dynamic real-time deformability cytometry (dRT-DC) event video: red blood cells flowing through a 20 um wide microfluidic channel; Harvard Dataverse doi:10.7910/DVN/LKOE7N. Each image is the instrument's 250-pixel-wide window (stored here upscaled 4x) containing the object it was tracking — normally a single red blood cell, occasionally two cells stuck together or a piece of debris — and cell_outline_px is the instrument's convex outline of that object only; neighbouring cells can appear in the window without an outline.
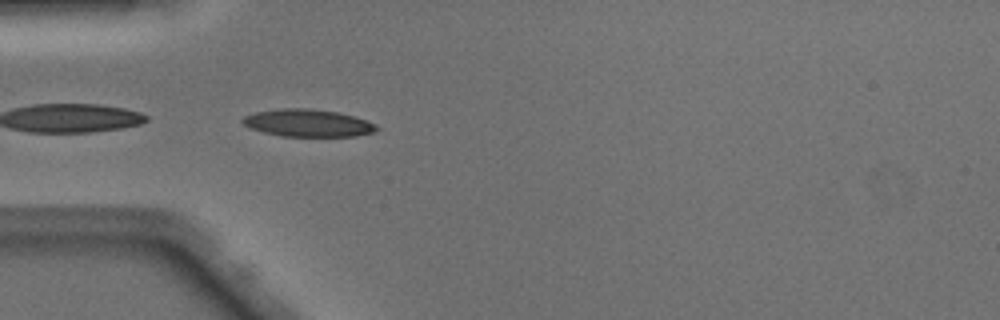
{"species": "Egyptian fruit bat (a non-hibernating species)", "species_latin": "Rousettus aegyptiacus", "temperature_condition": "warm", "stored_images_in_passage": 35, "camera_frame_rate_fps": 3000, "um_per_image_px": 0.085, "animal": {"sex": "male"}, "frame": {"image": 1, "passage_image": 1, "time_ms": 0.0, "image_size_px": [1000, 320], "cell_outline_px": [[380, 128], [372, 132], [356, 136], [280, 136], [264, 132], [252, 128], [244, 124], [240, 120], [244, 116], [256, 112], [280, 108], [308, 108], [336, 112], [352, 116], [376, 124]], "centroid_in_image_um": [26.15, 10.45], "position_along_channel_um": 58.9, "area_um2": 21.15}}
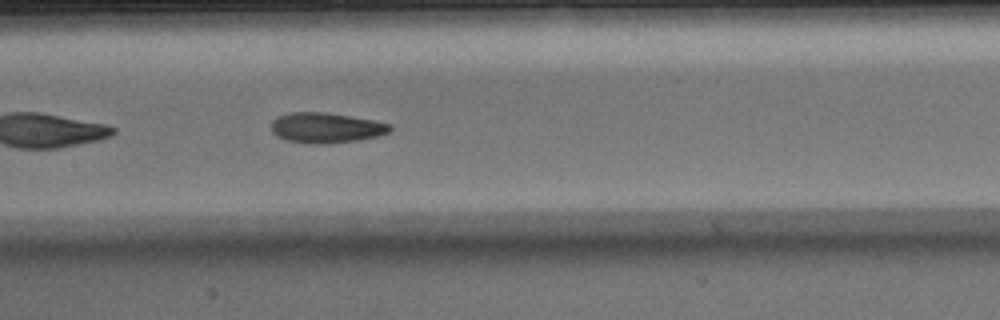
{"frame": {"image": 2, "passage_image": 10, "time_ms": 3.0, "image_size_px": [1000, 320], "cell_outline_px": [[392, 128], [388, 132], [380, 136], [356, 140], [328, 144], [308, 144], [288, 140], [276, 136], [272, 132], [272, 120], [276, 116], [288, 112], [324, 112], [372, 120], [392, 124]], "centroid_in_image_um": [27.69, 10.86], "position_along_channel_um": 179.7, "area_um2": 21.04}}
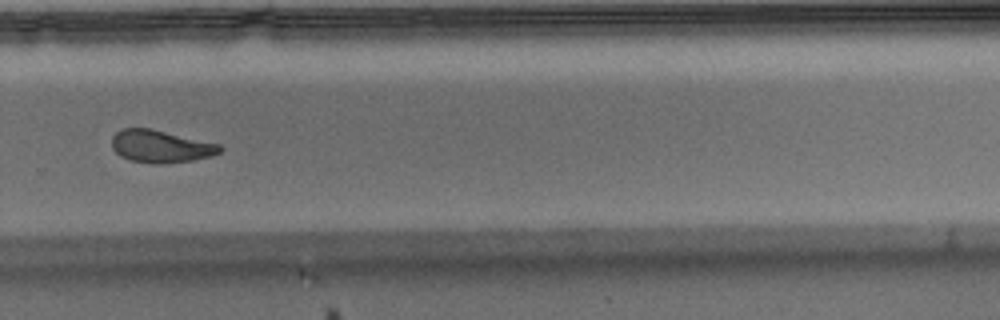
{"frame": {"image": 3, "passage_image": 20, "time_ms": 6.333, "image_size_px": [1000, 320], "cell_outline_px": [[224, 148], [220, 152], [212, 156], [192, 160], [160, 164], [156, 164], [132, 160], [120, 156], [112, 148], [112, 136], [120, 128], [152, 128], [220, 144]], "centroid_in_image_um": [13.66, 12.43], "position_along_channel_um": 316.1, "area_um2": 20.58}, "authors_computed_cell_mechanics": {"area_um2": 21.2704, "velocity_mm_per_s": 4.1082, "shape_relaxation_time_tau1_ms": 4.0763, "shape_relaxation_time_tau2_ms": 2.2115, "deformation_change_tau1": 0.1328, "deformation_change_tau2": 0.0844}}